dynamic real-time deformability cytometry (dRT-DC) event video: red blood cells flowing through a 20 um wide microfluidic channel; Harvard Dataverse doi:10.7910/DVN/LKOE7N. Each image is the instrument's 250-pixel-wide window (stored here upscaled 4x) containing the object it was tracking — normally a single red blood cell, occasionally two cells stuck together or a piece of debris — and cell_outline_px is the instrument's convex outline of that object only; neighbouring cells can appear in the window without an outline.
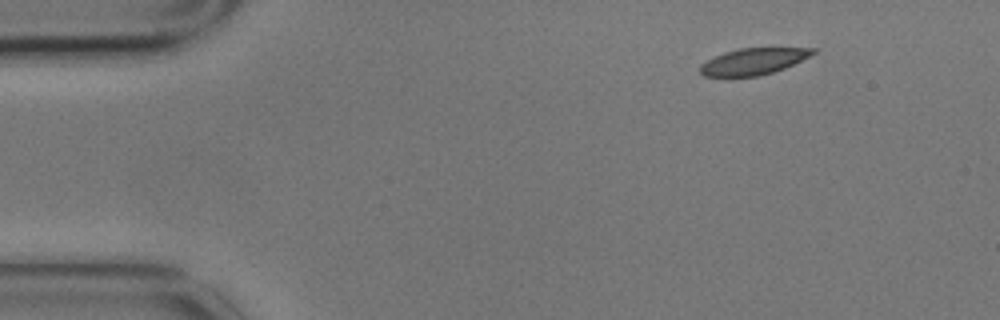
{"species": "common noctule bat (a hibernating species)", "species_latin": "Nyctalus noctula", "temperature_condition": "cold", "stored_images_in_passage": 6, "camera_frame_rate_fps": 3000, "um_per_image_px": 0.085, "animal": {"sex": "male", "body_mass_g": 17.9}, "frame": {"image": 1, "passage_image": 1, "time_ms": 0.0, "image_size_px": [1000, 320], "cell_outline_px": [[816, 52], [784, 68], [760, 76], [704, 76], [700, 72], [700, 64], [724, 52], [740, 48], [816, 48]], "centroid_in_image_um": [64.01, 5.22], "position_along_channel_um": 21.0, "area_um2": 17.05}}
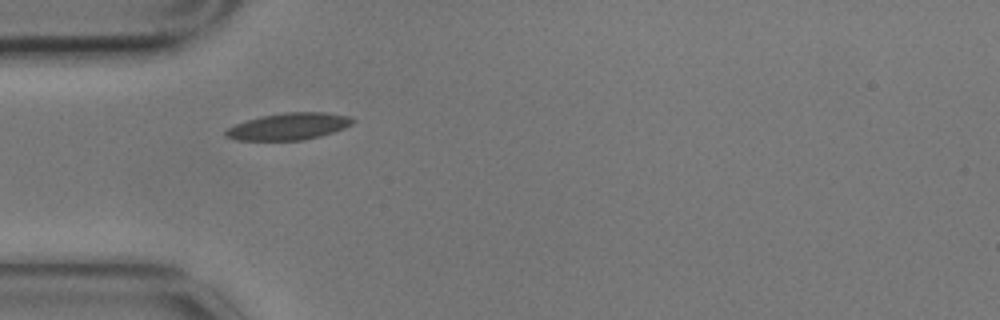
{"frame": {"image": 2, "passage_image": 4, "time_ms": 1.0, "image_size_px": [1000, 320], "cell_outline_px": [[356, 120], [352, 124], [344, 128], [320, 136], [304, 140], [236, 140], [224, 136], [224, 132], [228, 128], [236, 124], [260, 116], [284, 112], [324, 112], [352, 116]], "centroid_in_image_um": [24.57, 10.74], "position_along_channel_um": 60.4, "area_um2": 19.94}}